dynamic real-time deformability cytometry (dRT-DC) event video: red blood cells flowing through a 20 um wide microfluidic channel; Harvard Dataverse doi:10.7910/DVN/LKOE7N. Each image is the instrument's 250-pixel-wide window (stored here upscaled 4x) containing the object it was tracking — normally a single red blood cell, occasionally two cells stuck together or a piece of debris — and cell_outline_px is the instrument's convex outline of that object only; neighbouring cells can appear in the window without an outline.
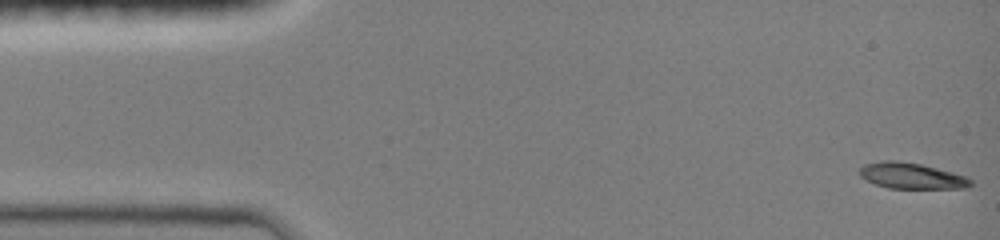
{"species": "common noctule bat (a hibernating species)", "species_latin": "Nyctalus noctula", "temperature_condition": "room temperature", "stored_images_in_passage": 47, "camera_frame_rate_fps": 3000, "um_per_image_px": 0.085, "animal": {"sex": "female", "body_mass_g": 19.0, "forearm_length_mm": 51.5}, "frame": {"image": 1, "passage_image": 1, "time_ms": 0.0, "image_size_px": [1000, 240], "cell_outline_px": [[972, 184], [964, 188], [888, 188], [876, 184], [860, 176], [860, 168], [864, 164], [884, 160], [900, 160], [920, 164], [968, 176], [972, 180]], "centroid_in_image_um": [77.49, 14.93], "position_along_channel_um": 7.5, "area_um2": 16.7}}
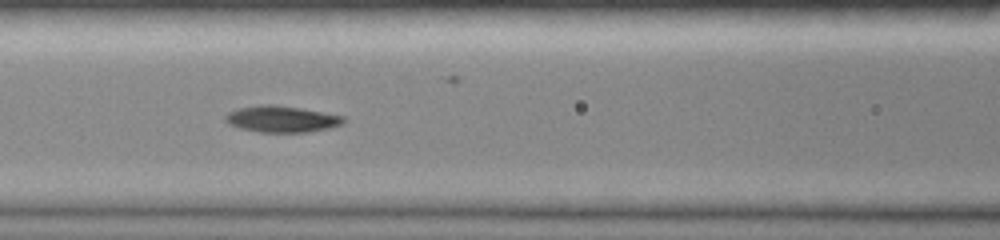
{"frame": {"image": 2, "passage_image": 20, "time_ms": 6.333, "image_size_px": [1000, 240], "cell_outline_px": [[344, 124], [328, 128], [308, 132], [260, 132], [240, 128], [228, 124], [224, 120], [224, 116], [228, 112], [240, 108], [260, 104], [272, 104], [300, 108], [344, 116]], "centroid_in_image_um": [23.91, 10.12], "position_along_channel_um": 142.7, "area_um2": 18.15}}
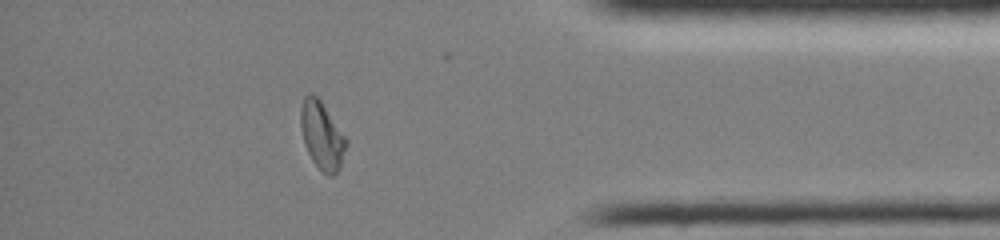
{"frame": {"image": 3, "passage_image": 41, "time_ms": 13.333, "image_size_px": [1000, 240], "cell_outline_px": [[348, 144], [340, 168], [332, 176], [328, 176], [312, 160], [304, 144], [300, 124], [300, 108], [304, 96], [308, 92], [312, 92], [320, 100], [348, 140]], "centroid_in_image_um": [27.36, 11.5], "position_along_channel_um": 407.8, "area_um2": 17.98}, "authors_computed_cell_mechanics": {"area_um2": 17.5134, "velocity_mm_per_s": 4.0377, "shape_relaxation_time_tau1_ms": 6.6235, "shape_relaxation_time_tau2_ms": 2.3563, "deformation_change_tau1": 0.2404, "deformation_change_tau2": 0.0587}}